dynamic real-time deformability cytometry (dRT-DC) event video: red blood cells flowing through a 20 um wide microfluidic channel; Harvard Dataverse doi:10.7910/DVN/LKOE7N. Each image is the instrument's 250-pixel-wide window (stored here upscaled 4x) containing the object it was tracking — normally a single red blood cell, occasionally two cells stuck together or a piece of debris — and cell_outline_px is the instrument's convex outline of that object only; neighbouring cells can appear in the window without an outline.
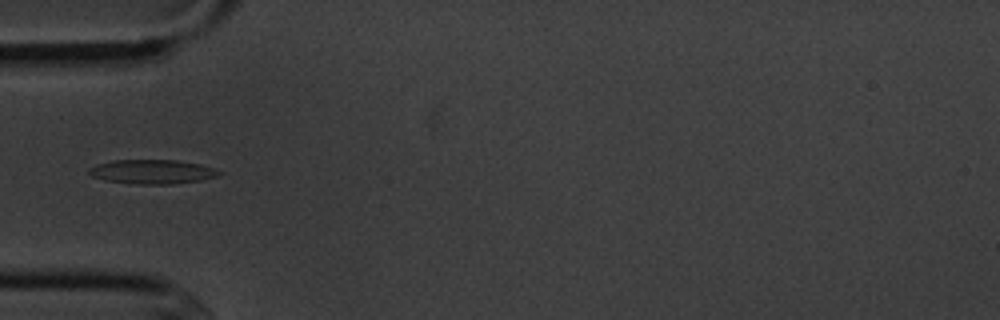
{"species": "common noctule bat (a hibernating species)", "species_latin": "Nyctalus noctula", "temperature_condition": "cold", "stored_images_in_passage": 8, "camera_frame_rate_fps": 3000, "um_per_image_px": 0.085, "animal": {"sex": "male", "body_mass_g": 20.1, "forearm_length_mm": 53.5}, "frame": {"image": 1, "passage_image": 4, "time_ms": 3.667, "image_size_px": [1000, 320], "cell_outline_px": [[224, 172], [216, 176], [200, 180], [172, 184], [136, 184], [104, 180], [92, 176], [88, 172], [88, 168], [96, 164], [112, 160], [176, 160], [200, 164]], "centroid_in_image_um": [12.9, 14.59], "position_along_channel_um": 72.1, "area_um2": 18.32}}
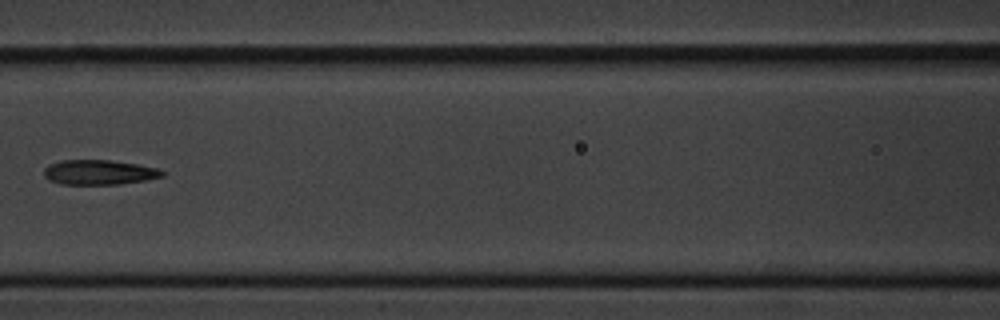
{"frame": {"image": 2, "passage_image": 6, "time_ms": 6.0, "image_size_px": [1000, 320], "cell_outline_px": [[164, 176], [144, 180], [120, 184], [60, 184], [48, 180], [44, 176], [44, 168], [48, 164], [60, 160], [112, 160], [160, 168], [164, 172]], "centroid_in_image_um": [8.4, 14.64], "position_along_channel_um": 158.2, "area_um2": 17.22}}
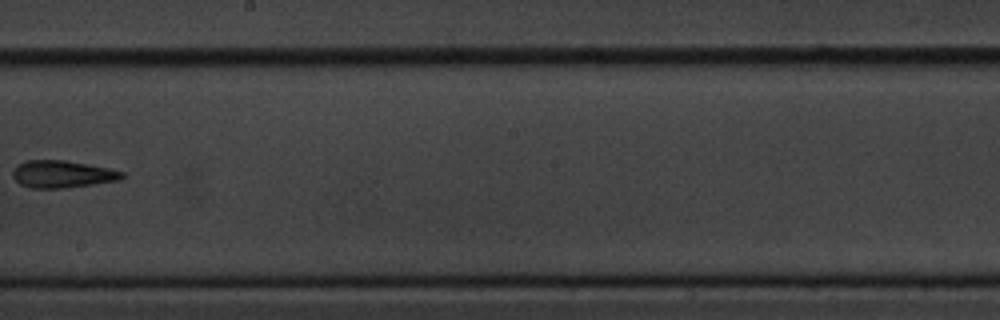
{"frame": {"image": 3, "passage_image": 8, "time_ms": 8.333, "image_size_px": [1000, 320], "cell_outline_px": [[128, 176], [120, 180], [64, 188], [32, 188], [20, 184], [12, 176], [12, 168], [16, 164], [24, 160], [64, 160], [108, 168], [124, 172]], "centroid_in_image_um": [5.27, 14.79], "position_along_channel_um": 242.9, "area_um2": 17.51}}